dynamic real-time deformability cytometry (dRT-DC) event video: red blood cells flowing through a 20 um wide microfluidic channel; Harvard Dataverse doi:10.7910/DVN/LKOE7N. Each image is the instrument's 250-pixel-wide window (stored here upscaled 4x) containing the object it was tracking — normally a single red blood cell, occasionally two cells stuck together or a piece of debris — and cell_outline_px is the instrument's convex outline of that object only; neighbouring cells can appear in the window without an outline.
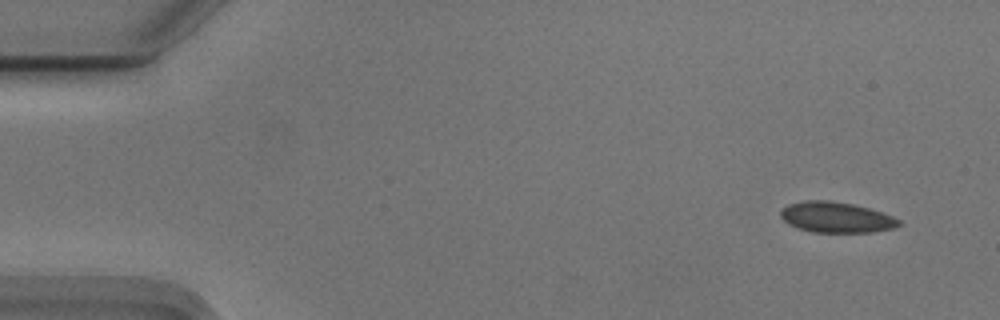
{"species": "Egyptian fruit bat (a non-hibernating species)", "species_latin": "Rousettus aegyptiacus", "temperature_condition": "cold", "stored_images_in_passage": 48, "camera_frame_rate_fps": 3000, "um_per_image_px": 0.085, "animal": {"sex": "male"}, "frame": {"image": 1, "passage_image": 1, "time_ms": 0.0, "image_size_px": [1000, 320], "cell_outline_px": [[904, 224], [896, 228], [872, 232], [812, 232], [796, 228], [788, 224], [780, 216], [780, 212], [788, 204], [804, 200], [828, 200], [852, 204], [868, 208], [892, 216], [900, 220]], "centroid_in_image_um": [71.09, 18.48], "position_along_channel_um": 13.9, "area_um2": 21.21}}
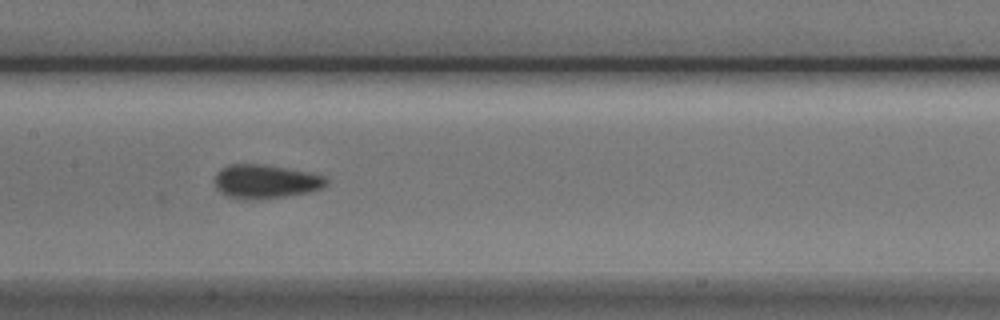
{"frame": {"image": 2, "passage_image": 24, "time_ms": 7.667, "image_size_px": [1000, 320], "cell_outline_px": [[328, 184], [320, 188], [308, 192], [284, 196], [252, 200], [244, 200], [228, 196], [220, 192], [216, 188], [212, 180], [216, 172], [220, 168], [228, 164], [264, 164], [308, 172], [324, 176], [328, 180]], "centroid_in_image_um": [22.49, 15.42], "position_along_channel_um": 184.9, "area_um2": 22.2}}
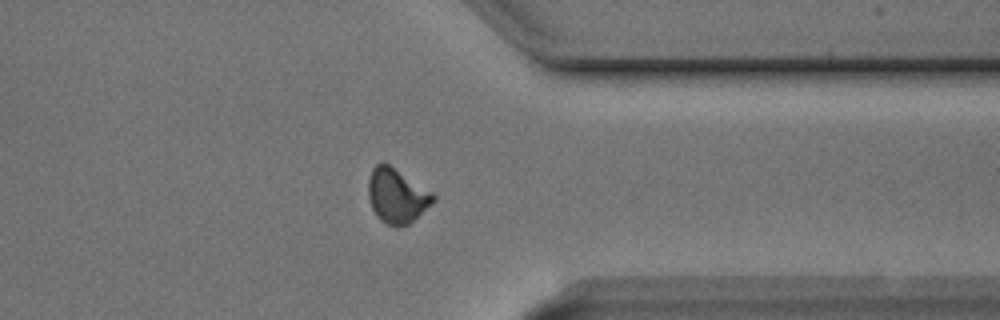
{"frame": {"image": 3, "passage_image": 40, "time_ms": 13.0, "image_size_px": [1000, 320], "cell_outline_px": [[436, 200], [432, 204], [408, 224], [400, 228], [396, 228], [384, 224], [376, 216], [372, 208], [368, 196], [368, 180], [372, 168], [380, 160], [384, 160], [432, 192], [436, 196]], "centroid_in_image_um": [33.71, 16.63], "position_along_channel_um": 377.7, "area_um2": 21.1}}